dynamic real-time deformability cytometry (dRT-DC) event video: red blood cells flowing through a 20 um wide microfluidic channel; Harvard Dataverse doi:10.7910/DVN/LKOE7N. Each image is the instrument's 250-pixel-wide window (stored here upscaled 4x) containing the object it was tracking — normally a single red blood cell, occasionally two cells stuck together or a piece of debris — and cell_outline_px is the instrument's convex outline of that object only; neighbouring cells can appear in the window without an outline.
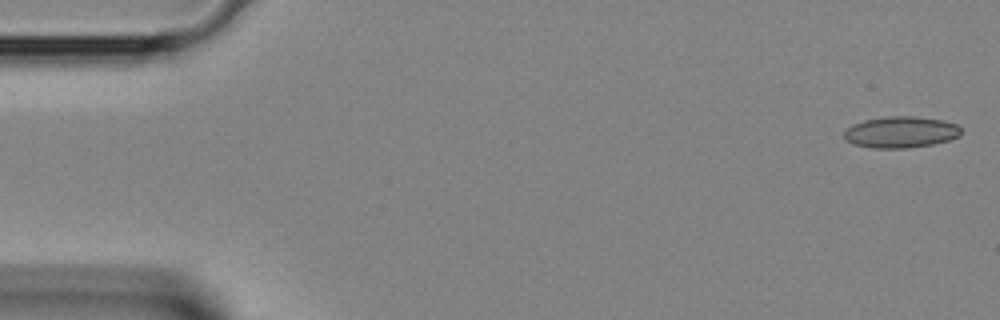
{"species": "Egyptian fruit bat (a non-hibernating species)", "species_latin": "Rousettus aegyptiacus", "temperature_condition": "room temperature", "stored_images_in_passage": 3, "camera_frame_rate_fps": 3000, "um_per_image_px": 0.085, "animal": {"sex": "female"}, "frame": {"image": 1, "passage_image": 1, "time_ms": 0.0, "image_size_px": [1000, 320], "cell_outline_px": [[964, 128], [960, 136], [948, 140], [932, 144], [908, 148], [872, 148], [852, 144], [844, 136], [844, 132], [852, 124], [864, 120], [888, 116], [916, 116], [944, 120], [960, 124]], "centroid_in_image_um": [76.63, 11.22], "position_along_channel_um": 8.4, "area_um2": 21.68}}